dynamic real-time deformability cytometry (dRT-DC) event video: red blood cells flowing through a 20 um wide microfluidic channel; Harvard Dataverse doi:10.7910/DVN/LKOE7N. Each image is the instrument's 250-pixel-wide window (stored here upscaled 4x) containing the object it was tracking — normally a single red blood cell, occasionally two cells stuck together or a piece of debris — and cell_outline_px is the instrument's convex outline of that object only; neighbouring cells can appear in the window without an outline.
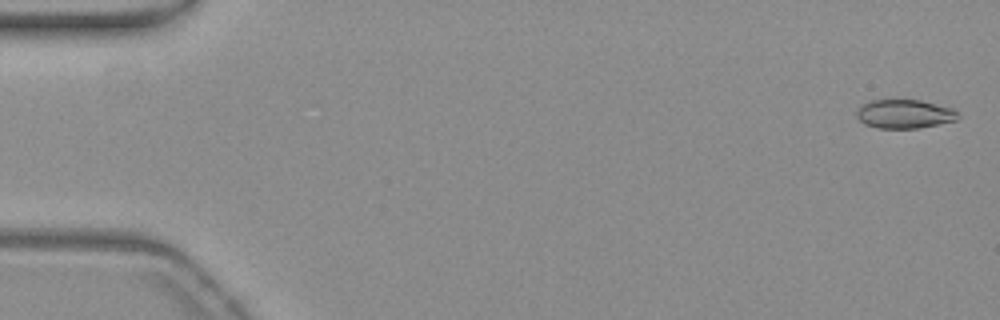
{"species": "common noctule bat (a hibernating species)", "species_latin": "Nyctalus noctula", "temperature_condition": "warm", "stored_images_in_passage": 56, "camera_frame_rate_fps": 3000, "um_per_image_px": 0.085, "animal": {"sex": "female", "body_mass_g": 19.3, "forearm_length_mm": 54.1}, "frame": {"image": 1, "passage_image": 2, "time_ms": 0.333, "image_size_px": [1000, 320], "cell_outline_px": [[960, 116], [956, 120], [916, 128], [876, 128], [864, 124], [856, 116], [856, 108], [860, 104], [868, 100], [920, 100], [952, 108]], "centroid_in_image_um": [76.8, 9.67], "position_along_channel_um": 8.2, "area_um2": 17.05}}
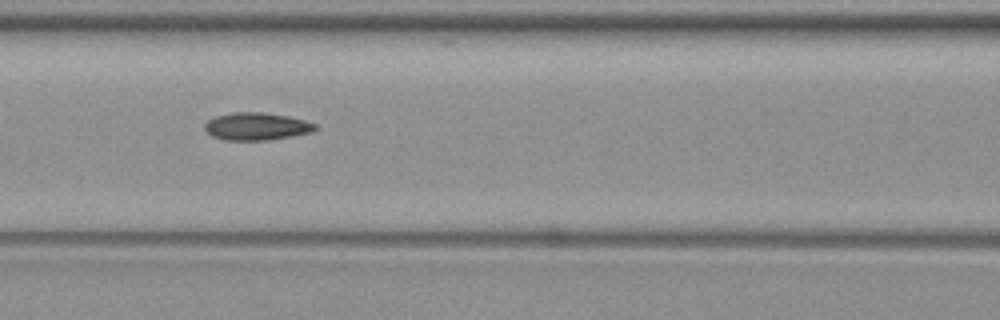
{"frame": {"image": 2, "passage_image": 25, "time_ms": 8.0, "image_size_px": [1000, 320], "cell_outline_px": [[320, 128], [312, 132], [292, 136], [268, 140], [224, 140], [212, 136], [204, 128], [204, 124], [208, 120], [216, 116], [232, 112], [260, 112], [288, 116], [304, 120], [316, 124]], "centroid_in_image_um": [21.82, 10.74], "position_along_channel_um": 144.8, "area_um2": 17.8}}
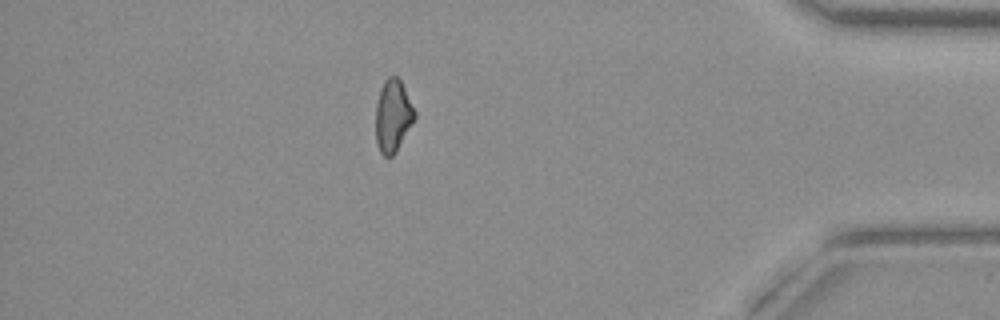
{"frame": {"image": 3, "passage_image": 49, "time_ms": 16.0, "image_size_px": [1000, 320], "cell_outline_px": [[416, 116], [396, 152], [392, 156], [384, 156], [380, 152], [376, 144], [376, 104], [380, 88], [384, 80], [388, 76], [396, 76], [400, 80], [416, 112]], "centroid_in_image_um": [33.38, 9.84], "position_along_channel_um": 401.8, "area_um2": 16.36}, "authors_computed_cell_mechanics": {"area_um2": 17.2244, "velocity_mm_per_s": 3.7476, "shape_relaxation_time_tau1_ms": 7.7074, "shape_relaxation_time_tau2_ms": 2.5085, "deformation_change_tau1": 0.1744, "deformation_change_tau2": 0.0934}}